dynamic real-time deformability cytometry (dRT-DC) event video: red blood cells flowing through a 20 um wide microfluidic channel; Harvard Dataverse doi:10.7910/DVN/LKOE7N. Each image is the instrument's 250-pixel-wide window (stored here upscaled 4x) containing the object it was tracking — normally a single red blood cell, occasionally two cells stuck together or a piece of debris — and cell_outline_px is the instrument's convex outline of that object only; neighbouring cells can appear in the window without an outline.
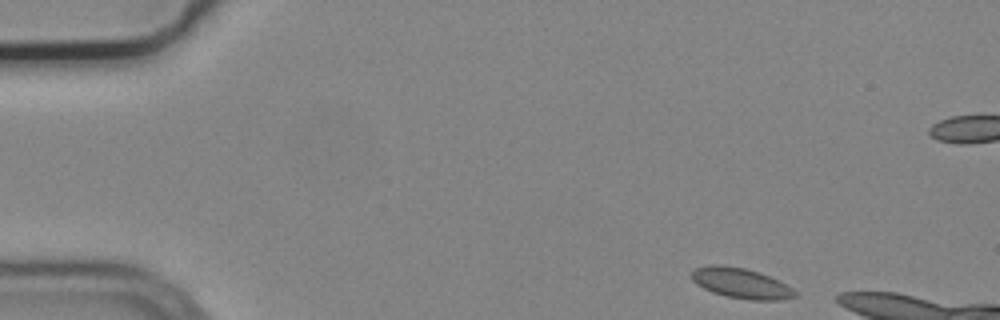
{"species": "common noctule bat (a hibernating species)", "species_latin": "Nyctalus noctula", "temperature_condition": "cold", "stored_images_in_passage": 4, "camera_frame_rate_fps": 3000, "um_per_image_px": 0.085, "animal": {"sex": "male", "body_mass_g": 19.2, "forearm_length_mm": 51.8}, "frame": {"image": 1, "passage_image": 1, "time_ms": 0.0, "image_size_px": [1000, 320], "cell_outline_px": [[796, 296], [780, 300], [752, 300], [728, 296], [712, 292], [696, 284], [692, 280], [692, 272], [696, 268], [712, 264], [720, 264], [744, 268], [760, 272], [792, 288], [796, 292]], "centroid_in_image_um": [62.96, 24.06], "position_along_channel_um": 22.0, "area_um2": 17.98}}